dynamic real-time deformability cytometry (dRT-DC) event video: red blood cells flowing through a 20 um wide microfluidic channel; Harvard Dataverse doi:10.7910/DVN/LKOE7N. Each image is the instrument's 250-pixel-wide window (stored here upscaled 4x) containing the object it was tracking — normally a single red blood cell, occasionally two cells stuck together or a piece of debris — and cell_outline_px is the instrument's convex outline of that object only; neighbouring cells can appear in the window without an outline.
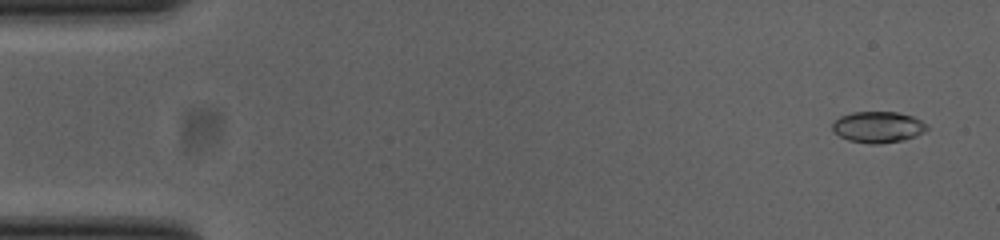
{"species": "common noctule bat (a hibernating species)", "species_latin": "Nyctalus noctula", "temperature_condition": "cold", "stored_images_in_passage": 20, "camera_frame_rate_fps": 3000, "um_per_image_px": 0.085, "animal": {"sex": "female", "body_mass_g": 23.0, "forearm_length_mm": 53.4}, "frame": {"image": 1, "passage_image": 3, "time_ms": 0.667, "image_size_px": [1000, 240], "cell_outline_px": [[928, 128], [924, 132], [916, 136], [900, 140], [876, 144], [872, 144], [848, 140], [840, 136], [832, 128], [832, 124], [840, 116], [852, 112], [896, 112], [912, 116], [928, 124]], "centroid_in_image_um": [74.64, 10.79], "position_along_channel_um": 10.4, "area_um2": 16.99}}
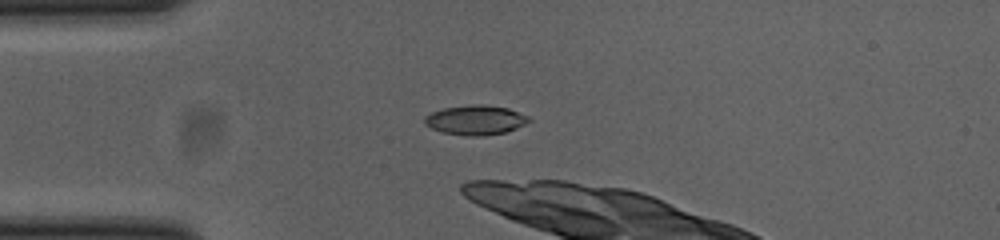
{"frame": {"image": 2, "passage_image": 14, "time_ms": 4.333, "image_size_px": [1000, 240], "cell_outline_px": [[532, 120], [516, 128], [504, 132], [480, 136], [464, 136], [440, 132], [424, 124], [424, 116], [432, 112], [444, 108], [468, 104], [484, 104], [508, 108], [528, 116]], "centroid_in_image_um": [40.39, 10.2], "position_along_channel_um": 44.6, "area_um2": 18.09}}
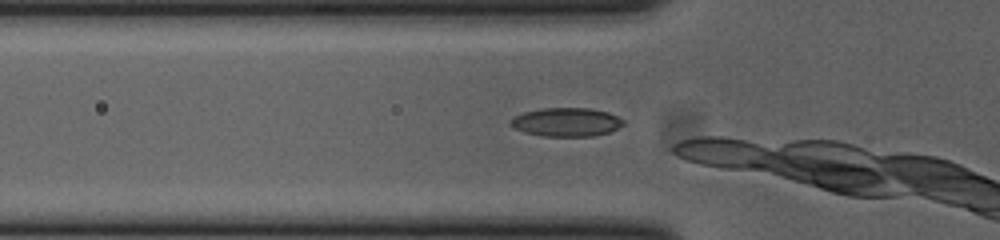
{"frame": {"image": 3, "passage_image": 18, "time_ms": 5.667, "image_size_px": [1000, 240], "cell_outline_px": [[624, 124], [608, 132], [592, 136], [544, 136], [524, 132], [508, 124], [508, 120], [524, 112], [540, 108], [592, 108], [608, 112], [624, 120]], "centroid_in_image_um": [48.12, 10.37], "position_along_channel_um": 77.7, "area_um2": 18.79}}